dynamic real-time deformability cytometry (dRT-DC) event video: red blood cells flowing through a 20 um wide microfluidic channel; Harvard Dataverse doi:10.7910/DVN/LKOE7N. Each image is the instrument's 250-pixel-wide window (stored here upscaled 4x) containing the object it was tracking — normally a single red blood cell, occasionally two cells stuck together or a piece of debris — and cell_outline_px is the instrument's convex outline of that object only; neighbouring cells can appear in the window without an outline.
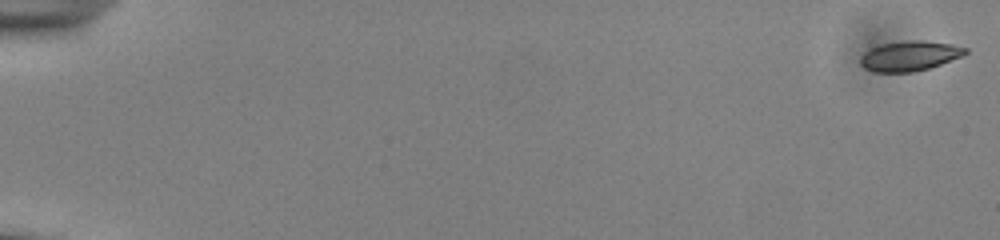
{"species": "common noctule bat (a hibernating species)", "species_latin": "Nyctalus noctula", "temperature_condition": "cold", "stored_images_in_passage": 55, "camera_frame_rate_fps": 3000, "um_per_image_px": 0.085, "animal": {"sex": "male", "body_mass_g": 13.0, "forearm_length_mm": 53.1}, "frame": {"image": 1, "passage_image": 1, "time_ms": 0.0, "image_size_px": [1000, 240], "cell_outline_px": [[968, 52], [964, 56], [928, 68], [912, 72], [876, 72], [864, 68], [860, 64], [860, 60], [872, 48], [884, 44], [908, 40], [920, 40], [952, 44], [968, 48]], "centroid_in_image_um": [77.39, 4.76], "position_along_channel_um": 7.6, "area_um2": 18.03}}
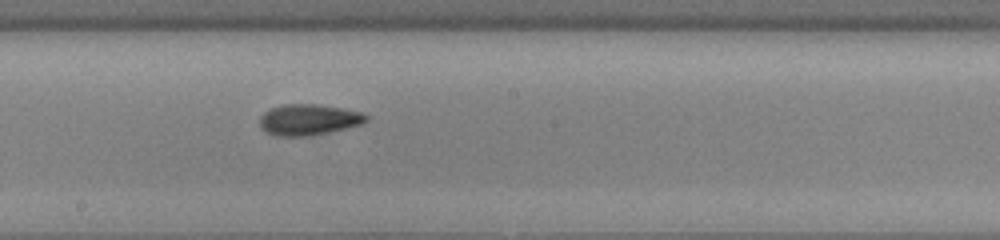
{"frame": {"image": 2, "passage_image": 32, "time_ms": 10.333, "image_size_px": [1000, 240], "cell_outline_px": [[368, 120], [364, 124], [348, 128], [308, 136], [276, 136], [260, 128], [260, 116], [264, 112], [272, 108], [284, 104], [316, 104], [344, 108], [364, 112], [368, 116]], "centroid_in_image_um": [26.28, 10.17], "position_along_channel_um": 221.9, "area_um2": 19.42}}
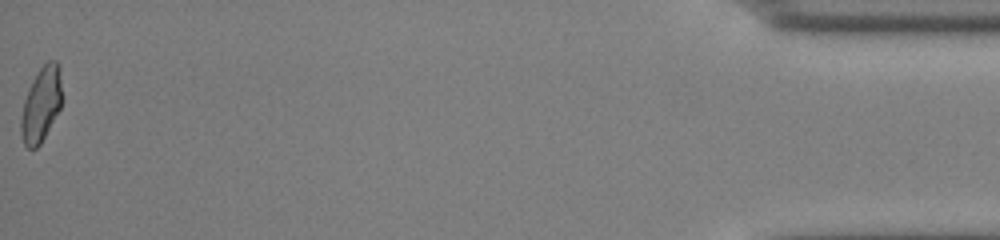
{"frame": {"image": 3, "passage_image": 55, "time_ms": 18.0, "image_size_px": [1000, 240], "cell_outline_px": [[60, 108], [40, 144], [36, 148], [28, 148], [24, 144], [20, 136], [20, 116], [24, 100], [28, 88], [32, 80], [40, 68], [48, 60], [56, 60], [60, 68]], "centroid_in_image_um": [3.46, 8.88], "position_along_channel_um": 431.7, "area_um2": 17.69}, "authors_computed_cell_mechanics": {"area_um2": 18.207, "velocity_mm_per_s": 3.8803, "shape_relaxation_time_tau1_ms": 2.75, "shape_relaxation_time_tau2_ms": 3.1862, "deformation_change_tau1": 0.1183, "deformation_change_tau2": 0.0852}}